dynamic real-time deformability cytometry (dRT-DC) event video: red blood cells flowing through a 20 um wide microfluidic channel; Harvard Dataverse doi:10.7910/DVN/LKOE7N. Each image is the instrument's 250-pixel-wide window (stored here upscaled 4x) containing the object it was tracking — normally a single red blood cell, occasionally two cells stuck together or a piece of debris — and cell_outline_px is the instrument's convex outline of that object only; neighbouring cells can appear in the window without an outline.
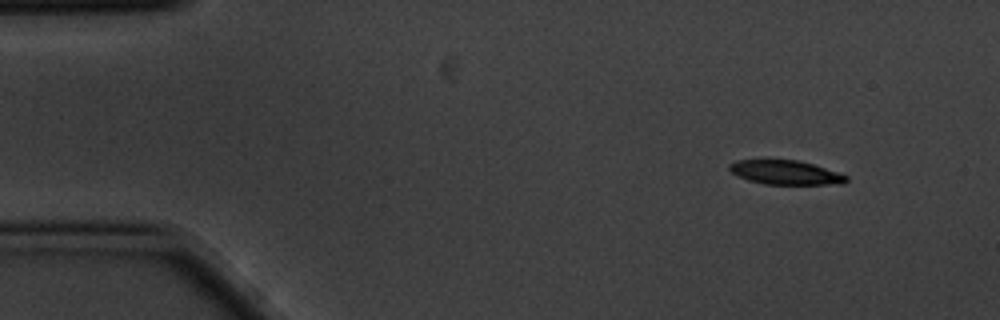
{"species": "common noctule bat (a hibernating species)", "species_latin": "Nyctalus noctula", "temperature_condition": "cold", "stored_images_in_passage": 5, "camera_frame_rate_fps": 3000, "um_per_image_px": 0.085, "animal": {"sex": "male", "body_mass_g": 20.1, "forearm_length_mm": 53.5}, "frame": {"image": 1, "passage_image": 1, "time_ms": 0.0, "image_size_px": [1000, 320], "cell_outline_px": [[848, 180], [844, 184], [764, 184], [748, 180], [732, 172], [728, 168], [728, 164], [736, 160], [764, 156], [796, 160], [812, 164], [848, 176]], "centroid_in_image_um": [66.67, 14.6], "position_along_channel_um": 18.3, "area_um2": 17.11}}
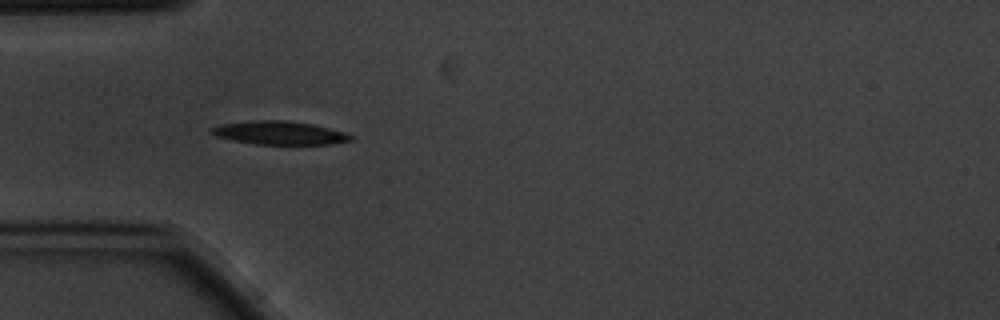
{"frame": {"image": 2, "passage_image": 4, "time_ms": 1.0, "image_size_px": [1000, 320], "cell_outline_px": [[352, 140], [332, 144], [256, 144], [216, 136], [212, 132], [212, 128], [224, 124], [256, 120], [284, 120], [312, 124], [344, 132], [352, 136]], "centroid_in_image_um": [23.81, 11.29], "position_along_channel_um": 61.2, "area_um2": 18.5}}